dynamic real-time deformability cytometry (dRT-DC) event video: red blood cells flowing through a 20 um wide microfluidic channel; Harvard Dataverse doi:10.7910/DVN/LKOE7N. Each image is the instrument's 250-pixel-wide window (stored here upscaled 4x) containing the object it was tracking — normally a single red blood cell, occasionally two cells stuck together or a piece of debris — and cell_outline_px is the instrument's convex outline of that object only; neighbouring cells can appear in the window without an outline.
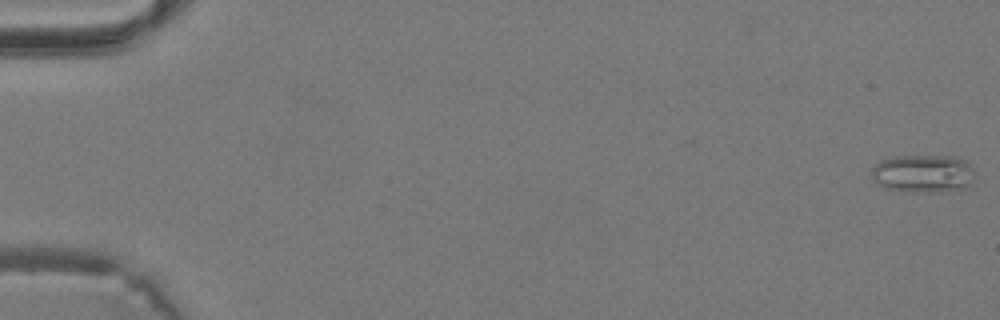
{"species": "common noctule bat (a hibernating species)", "species_latin": "Nyctalus noctula", "temperature_condition": "warm", "stored_images_in_passage": 4, "camera_frame_rate_fps": 3000, "um_per_image_px": 0.085, "animal": {"sex": "male", "body_mass_g": 19.2, "forearm_length_mm": 51.8}, "frame": {"image": 1, "passage_image": 1, "time_ms": 0.0, "image_size_px": [1000, 320], "cell_outline_px": [[972, 172], [968, 184], [964, 188], [940, 192], [912, 192], [884, 188], [876, 184], [872, 176], [872, 168], [880, 160], [896, 156], [952, 156], [964, 160], [972, 168]], "centroid_in_image_um": [78.39, 14.76], "position_along_channel_um": 6.6, "area_um2": 22.66}}